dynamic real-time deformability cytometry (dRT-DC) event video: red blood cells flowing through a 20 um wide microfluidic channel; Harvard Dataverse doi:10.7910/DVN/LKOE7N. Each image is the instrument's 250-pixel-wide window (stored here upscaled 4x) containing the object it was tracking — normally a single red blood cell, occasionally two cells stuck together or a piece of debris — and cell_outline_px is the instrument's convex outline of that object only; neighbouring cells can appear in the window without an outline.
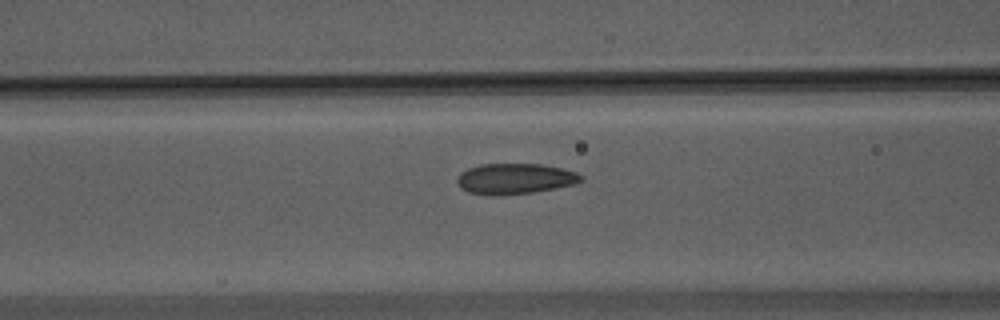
{"species": "Egyptian fruit bat (a non-hibernating species)", "species_latin": "Rousettus aegyptiacus", "temperature_condition": "warm", "stored_images_in_passage": 32, "camera_frame_rate_fps": 3000, "um_per_image_px": 0.085, "animal": {"sex": "male"}, "frame": {"image": 1, "passage_image": 6, "time_ms": 1.667, "image_size_px": [1000, 320], "cell_outline_px": [[584, 180], [572, 184], [532, 192], [496, 196], [488, 196], [468, 192], [460, 188], [456, 180], [460, 172], [468, 168], [480, 164], [544, 164], [576, 172], [584, 176]], "centroid_in_image_um": [43.72, 15.19], "position_along_channel_um": 122.9, "area_um2": 22.2}}
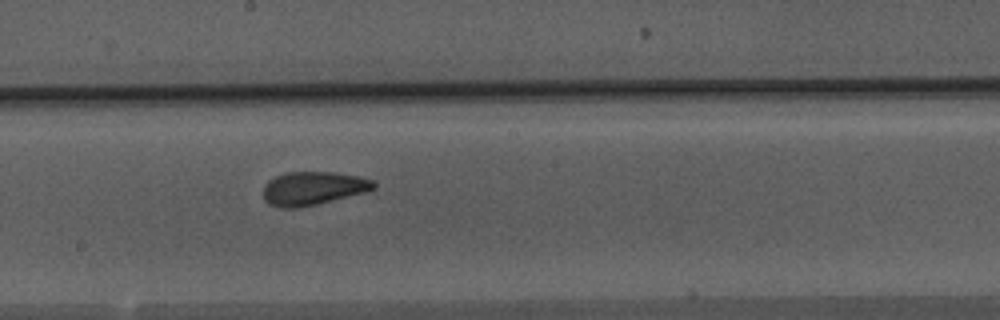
{"frame": {"image": 2, "passage_image": 14, "time_ms": 4.333, "image_size_px": [1000, 320], "cell_outline_px": [[376, 188], [364, 192], [316, 204], [296, 208], [280, 208], [268, 204], [264, 200], [264, 184], [268, 180], [276, 176], [288, 172], [336, 172], [360, 176], [372, 180], [376, 184]], "centroid_in_image_um": [26.59, 16.0], "position_along_channel_um": 221.6, "area_um2": 21.5}}
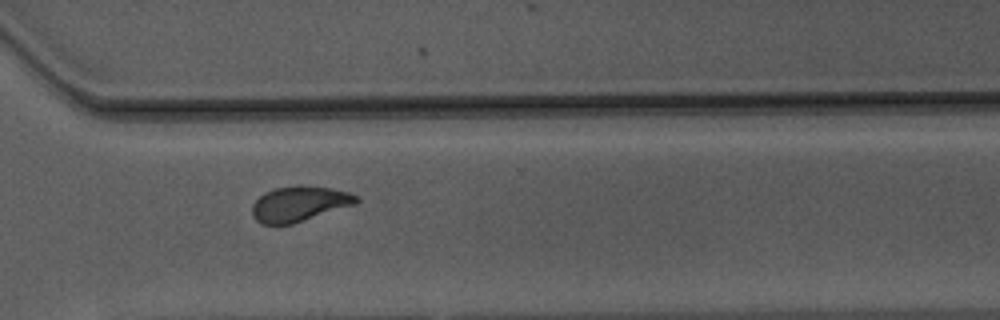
{"frame": {"image": 3, "passage_image": 24, "time_ms": 7.667, "image_size_px": [1000, 320], "cell_outline_px": [[360, 200], [356, 204], [292, 224], [260, 224], [252, 216], [252, 204], [264, 192], [276, 188], [300, 184], [328, 188], [348, 192], [356, 196]], "centroid_in_image_um": [25.42, 17.32], "position_along_channel_um": 345.2, "area_um2": 21.39}, "authors_computed_cell_mechanics": {"area_um2": 21.3282, "velocity_mm_per_s": 3.7091, "shape_relaxation_time_tau1_ms": null, "shape_relaxation_time_tau2_ms": 1.4044, "deformation_change_tau1": null, "deformation_change_tau2": 0.0844}}